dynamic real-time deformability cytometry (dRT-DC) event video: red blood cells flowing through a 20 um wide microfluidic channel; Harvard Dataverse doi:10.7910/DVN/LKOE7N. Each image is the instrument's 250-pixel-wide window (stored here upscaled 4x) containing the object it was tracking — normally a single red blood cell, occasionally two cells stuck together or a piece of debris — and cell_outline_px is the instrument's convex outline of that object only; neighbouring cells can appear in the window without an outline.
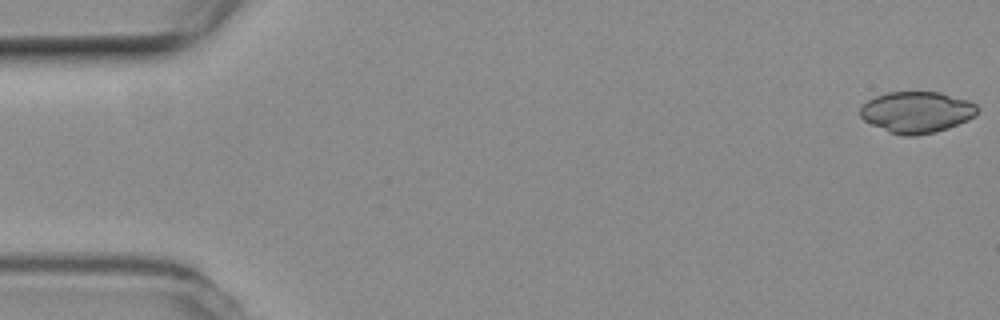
{"species": "common noctule bat (a hibernating species)", "species_latin": "Nyctalus noctula", "temperature_condition": "room temperature", "stored_images_in_passage": 14, "camera_frame_rate_fps": 3000, "um_per_image_px": 0.085, "animal": {"sex": "female", "body_mass_g": 19.3, "forearm_length_mm": 54.1}, "frame": {"image": 1, "passage_image": 1, "time_ms": 0.0, "image_size_px": [1000, 320], "cell_outline_px": [[980, 108], [968, 120], [948, 128], [936, 132], [916, 136], [900, 136], [888, 132], [864, 120], [860, 116], [860, 108], [868, 100], [876, 96], [888, 92], [940, 92], [968, 100], [976, 104]], "centroid_in_image_um": [77.92, 9.54], "position_along_channel_um": 7.1, "area_um2": 28.26}}